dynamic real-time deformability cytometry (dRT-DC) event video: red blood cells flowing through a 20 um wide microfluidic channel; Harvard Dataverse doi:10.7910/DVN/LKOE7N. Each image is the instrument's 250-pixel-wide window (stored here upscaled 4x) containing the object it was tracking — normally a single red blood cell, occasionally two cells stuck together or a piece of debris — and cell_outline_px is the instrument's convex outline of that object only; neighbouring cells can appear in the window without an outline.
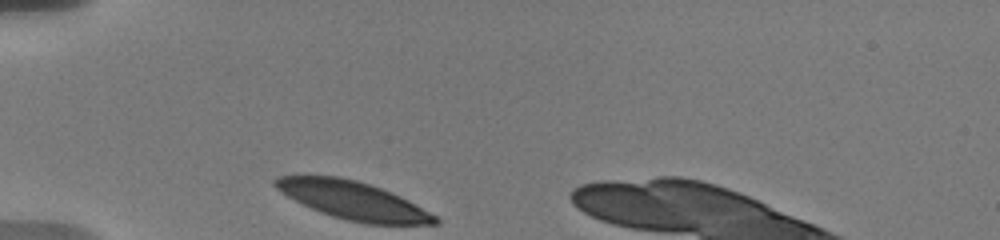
{"species": "human", "species_latin": "Homo sapiens", "temperature_condition": "warm", "stored_images_in_passage": 24, "camera_frame_rate_fps": 3000, "um_per_image_px": 0.085, "donor": {"sex": "male"}, "frame": {"image": 1, "passage_image": 1, "time_ms": 0.0, "image_size_px": [1000, 240], "cell_outline_px": [[440, 224], [364, 224], [332, 216], [320, 212], [280, 192], [272, 184], [272, 180], [280, 176], [340, 176], [356, 180], [392, 192], [408, 200], [436, 216], [440, 220]], "centroid_in_image_um": [30.01, 17.04], "position_along_channel_um": 55.0, "area_um2": 35.08}}
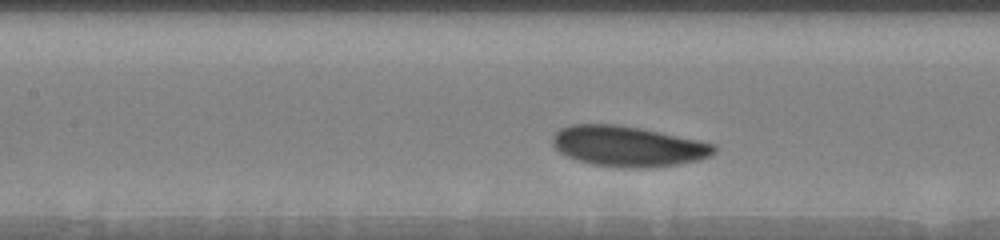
{"frame": {"image": 2, "passage_image": 12, "time_ms": 3.333, "image_size_px": [1000, 240], "cell_outline_px": [[716, 152], [700, 160], [652, 168], [620, 168], [592, 164], [576, 160], [560, 152], [552, 144], [552, 136], [560, 128], [572, 124], [616, 124], [640, 128], [660, 132], [716, 144]], "centroid_in_image_um": [53.37, 12.44], "position_along_channel_um": 154.0, "area_um2": 38.21}}
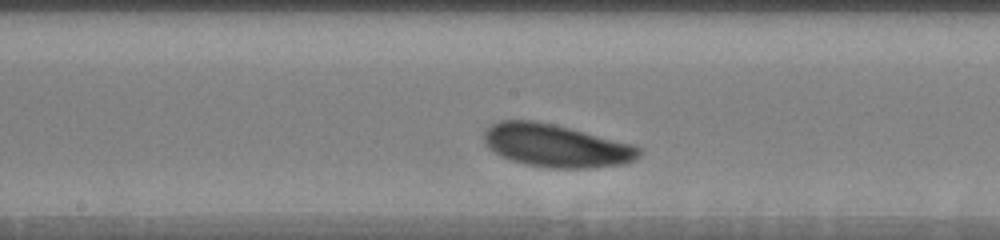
{"frame": {"image": 3, "passage_image": 19, "time_ms": 4.667, "image_size_px": [1000, 240], "cell_outline_px": [[640, 156], [636, 160], [624, 164], [592, 168], [548, 168], [524, 164], [508, 160], [500, 156], [484, 140], [484, 132], [492, 124], [500, 120], [532, 120], [552, 124], [636, 144], [640, 148]], "centroid_in_image_um": [47.32, 12.39], "position_along_channel_um": 200.9, "area_um2": 38.78}}